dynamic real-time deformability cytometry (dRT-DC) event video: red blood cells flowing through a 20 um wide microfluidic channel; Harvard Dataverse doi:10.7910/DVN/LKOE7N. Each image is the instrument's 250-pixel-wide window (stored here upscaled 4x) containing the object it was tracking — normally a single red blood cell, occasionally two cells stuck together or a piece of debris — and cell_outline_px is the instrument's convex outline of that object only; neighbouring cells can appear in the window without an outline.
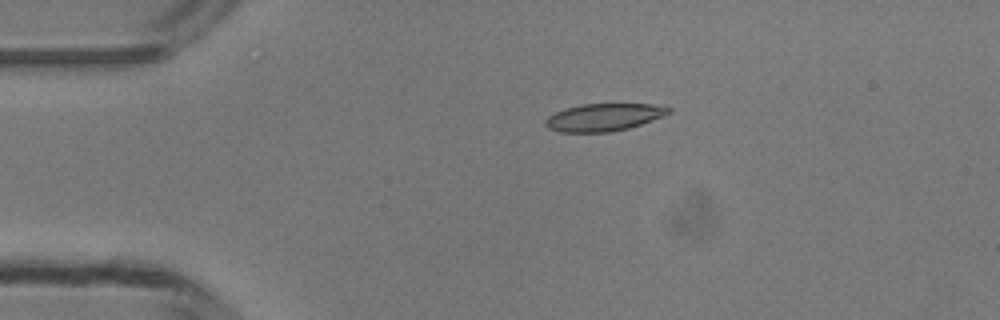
{"species": "common noctule bat (a hibernating species)", "species_latin": "Nyctalus noctula", "temperature_condition": "room temperature", "stored_images_in_passage": 6, "camera_frame_rate_fps": 3000, "um_per_image_px": 0.085, "animal": {"sex": "male", "body_mass_g": 13.3}, "frame": {"image": 1, "passage_image": 1, "time_ms": 0.0, "image_size_px": [1000, 320], "cell_outline_px": [[672, 112], [664, 116], [628, 128], [612, 132], [560, 132], [548, 128], [544, 124], [544, 120], [548, 116], [564, 108], [584, 104], [652, 104], [672, 108]], "centroid_in_image_um": [51.31, 9.97], "position_along_channel_um": 33.7, "area_um2": 19.77}}